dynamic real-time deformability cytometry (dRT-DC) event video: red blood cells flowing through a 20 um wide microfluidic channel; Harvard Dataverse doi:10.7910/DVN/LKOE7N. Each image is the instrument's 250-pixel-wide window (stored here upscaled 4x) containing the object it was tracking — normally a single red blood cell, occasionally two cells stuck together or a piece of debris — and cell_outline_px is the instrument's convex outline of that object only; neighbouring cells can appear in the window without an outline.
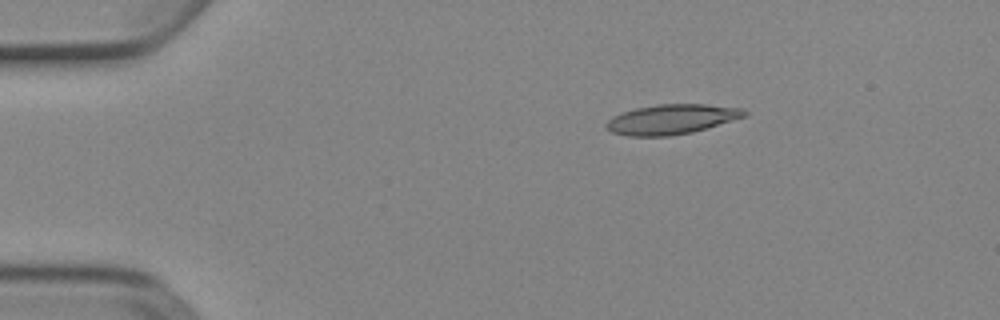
{"species": "Egyptian fruit bat (a non-hibernating species)", "species_latin": "Rousettus aegyptiacus", "temperature_condition": "cold", "stored_images_in_passage": 4, "camera_frame_rate_fps": 3000, "um_per_image_px": 0.085, "animal": {"sex": "female"}, "frame": {"image": 1, "passage_image": 2, "time_ms": 0.333, "image_size_px": [1000, 320], "cell_outline_px": [[748, 112], [744, 116], [692, 132], [668, 136], [628, 136], [612, 132], [604, 128], [604, 124], [612, 116], [636, 108], [656, 104], [704, 104], [740, 108]], "centroid_in_image_um": [57.0, 10.14], "position_along_channel_um": 28.0, "area_um2": 23.76}}
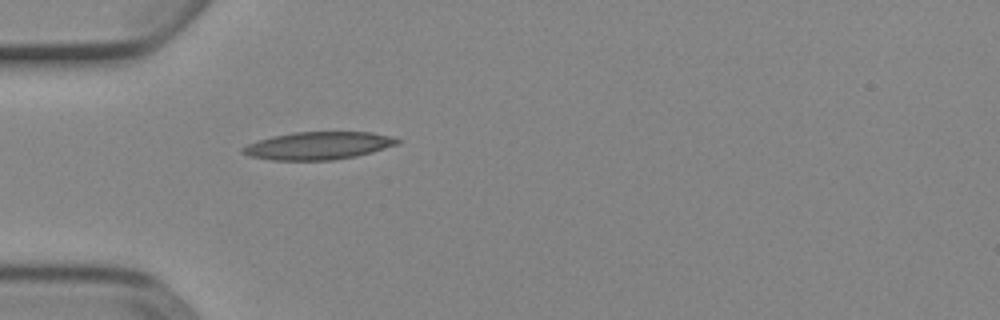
{"frame": {"image": 2, "passage_image": 4, "time_ms": 1.0, "image_size_px": [1000, 320], "cell_outline_px": [[400, 140], [396, 144], [372, 152], [356, 156], [332, 160], [272, 160], [252, 156], [240, 152], [240, 148], [248, 144], [272, 136], [292, 132], [372, 132], [392, 136]], "centroid_in_image_um": [27.04, 12.38], "position_along_channel_um": 58.0, "area_um2": 24.8}}